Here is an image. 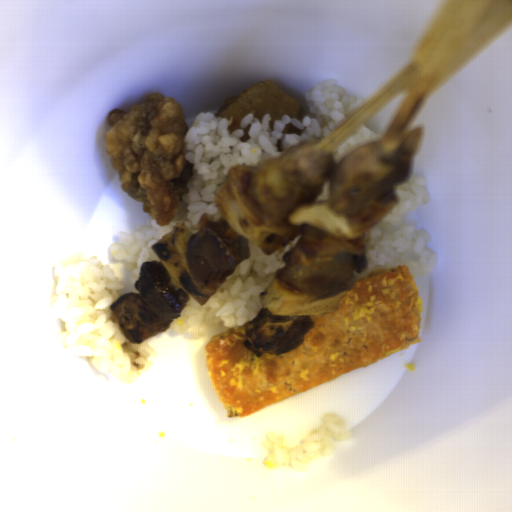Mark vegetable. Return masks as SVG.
I'll return each instance as SVG.
<instances>
[{
    "label": "vegetable",
    "instance_id": "1",
    "mask_svg": "<svg viewBox=\"0 0 512 512\" xmlns=\"http://www.w3.org/2000/svg\"><path fill=\"white\" fill-rule=\"evenodd\" d=\"M254 167L238 164L228 171L226 180L215 189V203L228 227L271 255L303 233L306 227L321 230L339 239L364 236L366 231L388 216L399 203L371 202L349 213H336L329 199L308 202L291 210L292 226L268 225L261 208L253 201L248 185Z\"/></svg>",
    "mask_w": 512,
    "mask_h": 512
},
{
    "label": "vegetable",
    "instance_id": "2",
    "mask_svg": "<svg viewBox=\"0 0 512 512\" xmlns=\"http://www.w3.org/2000/svg\"><path fill=\"white\" fill-rule=\"evenodd\" d=\"M185 253L200 287L214 290L251 256V247L250 241L228 226L224 216L211 219L205 212L197 221L196 234L186 242Z\"/></svg>",
    "mask_w": 512,
    "mask_h": 512
},
{
    "label": "vegetable",
    "instance_id": "3",
    "mask_svg": "<svg viewBox=\"0 0 512 512\" xmlns=\"http://www.w3.org/2000/svg\"><path fill=\"white\" fill-rule=\"evenodd\" d=\"M193 231L187 223L179 222L173 229L153 243L150 248L160 262L166 266L175 282L192 298L199 306H205L208 298L217 292L218 288L205 289L194 277L188 263L186 246Z\"/></svg>",
    "mask_w": 512,
    "mask_h": 512
},
{
    "label": "vegetable",
    "instance_id": "4",
    "mask_svg": "<svg viewBox=\"0 0 512 512\" xmlns=\"http://www.w3.org/2000/svg\"><path fill=\"white\" fill-rule=\"evenodd\" d=\"M349 292L346 289L331 297H309L291 284L273 280L260 292V304L274 315L311 317L333 313Z\"/></svg>",
    "mask_w": 512,
    "mask_h": 512
}]
</instances>
